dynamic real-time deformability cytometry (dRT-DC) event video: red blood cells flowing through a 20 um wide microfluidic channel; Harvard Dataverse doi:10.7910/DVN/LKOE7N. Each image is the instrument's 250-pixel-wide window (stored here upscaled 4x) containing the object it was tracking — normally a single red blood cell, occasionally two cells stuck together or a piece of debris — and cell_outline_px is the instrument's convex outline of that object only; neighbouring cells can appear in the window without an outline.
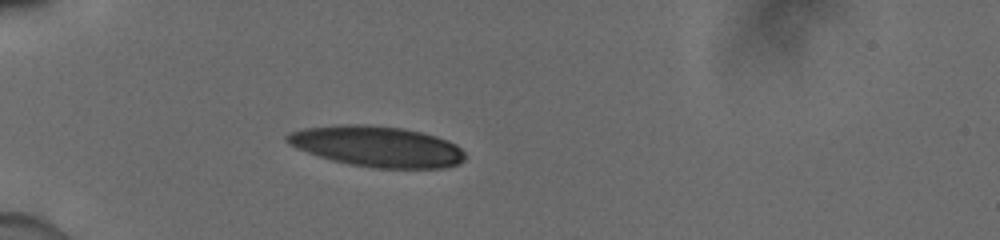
{"species": "human", "species_latin": "Homo sapiens", "temperature_condition": "cold", "stored_images_in_passage": 32, "camera_frame_rate_fps": 3000, "um_per_image_px": 0.085, "donor": {"sex": "male"}, "frame": {"image": 1, "passage_image": 1, "time_ms": 0.0, "image_size_px": [1000, 240], "cell_outline_px": [[460, 160], [452, 164], [368, 164], [348, 160], [332, 156], [320, 152], [300, 144], [292, 140], [292, 136], [300, 132], [328, 128], [384, 128], [408, 132], [428, 136], [452, 144], [460, 152]], "centroid_in_image_um": [32.23, 12.42], "position_along_channel_um": 52.8, "area_um2": 32.95}}
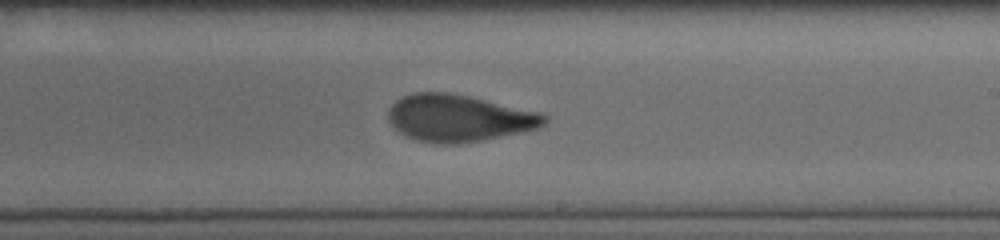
{"frame": {"image": 2, "passage_image": 18, "time_ms": 5.667, "image_size_px": [1000, 240], "cell_outline_px": [[540, 120], [536, 124], [516, 128], [468, 136], [428, 136], [412, 132], [396, 116], [396, 108], [404, 100], [416, 96], [444, 96], [464, 100], [536, 116]], "centroid_in_image_um": [38.89, 9.95], "position_along_channel_um": 250.1, "area_um2": 28.96}}
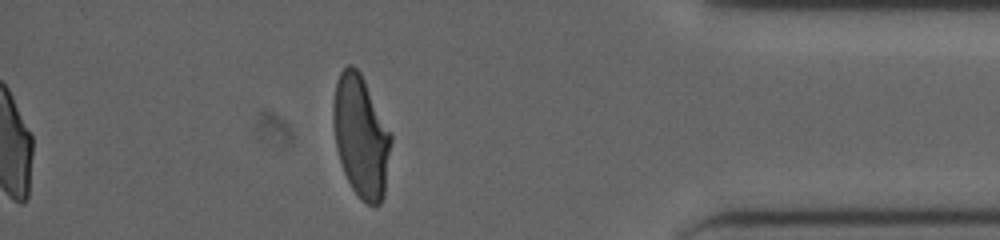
{"frame": {"image": 3, "passage_image": 32, "time_ms": 10.333, "image_size_px": [1000, 240], "cell_outline_px": [[388, 148], [384, 180], [380, 200], [376, 204], [372, 204], [364, 200], [360, 196], [352, 184], [344, 168], [336, 136], [336, 92], [340, 76], [348, 68], [352, 68], [360, 76], [388, 136]], "centroid_in_image_um": [30.66, 11.66], "position_along_channel_um": 404.5, "area_um2": 35.14}, "authors_computed_cell_mechanics": {"area_um2": 31.212, "velocity_mm_per_s": 3.9224, "shape_relaxation_time_tau1_ms": 4.5065, "shape_relaxation_time_tau2_ms": 1.212, "deformation_change_tau1": 0.2647, "deformation_change_tau2": 0.09}}